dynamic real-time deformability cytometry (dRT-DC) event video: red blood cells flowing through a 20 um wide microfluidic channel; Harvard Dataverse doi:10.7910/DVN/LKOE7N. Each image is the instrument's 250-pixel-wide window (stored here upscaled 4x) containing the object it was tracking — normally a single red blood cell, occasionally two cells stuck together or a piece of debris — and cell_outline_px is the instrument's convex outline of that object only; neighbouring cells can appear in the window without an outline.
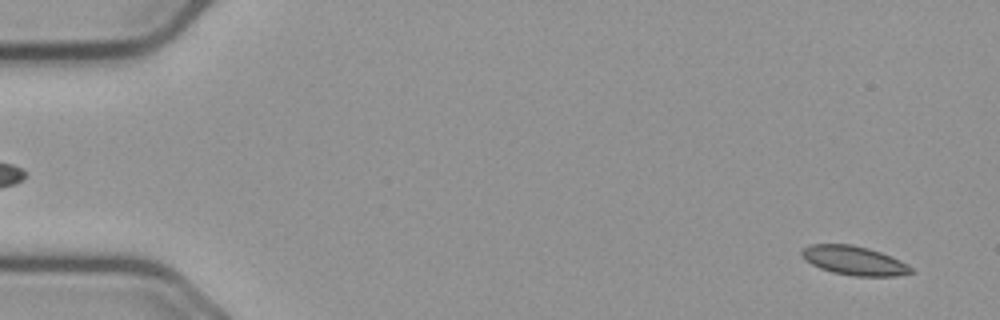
{"species": "common noctule bat (a hibernating species)", "species_latin": "Nyctalus noctula", "temperature_condition": "cold", "stored_images_in_passage": 54, "camera_frame_rate_fps": 3000, "um_per_image_px": 0.085, "animal": {"sex": "male", "body_mass_g": 23.1, "forearm_length_mm": 52.7}, "frame": {"image": 1, "passage_image": 1, "time_ms": 0.0, "image_size_px": [1000, 320], "cell_outline_px": [[916, 272], [896, 276], [852, 276], [832, 272], [820, 268], [804, 260], [800, 256], [800, 252], [804, 248], [812, 244], [852, 244], [868, 248], [892, 256], [908, 264]], "centroid_in_image_um": [72.61, 22.15], "position_along_channel_um": 12.4, "area_um2": 18.67}}
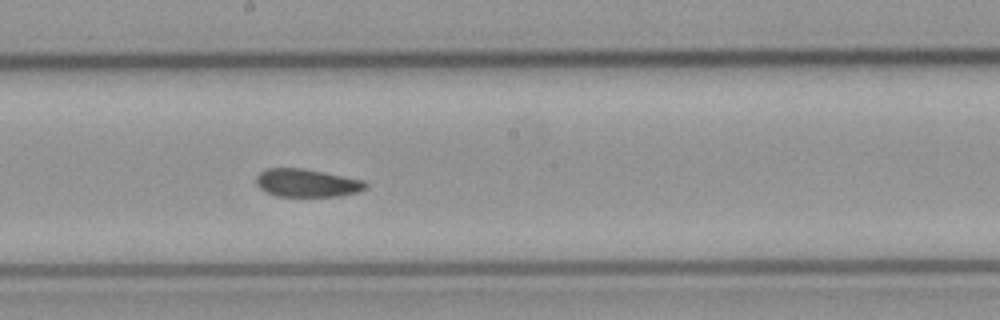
{"frame": {"image": 2, "passage_image": 29, "time_ms": 9.333, "image_size_px": [1000, 320], "cell_outline_px": [[368, 188], [356, 192], [340, 196], [276, 196], [264, 192], [256, 184], [256, 176], [260, 172], [268, 168], [300, 168], [324, 172], [364, 180], [368, 184]], "centroid_in_image_um": [26.08, 15.55], "position_along_channel_um": 222.1, "area_um2": 17.92}}
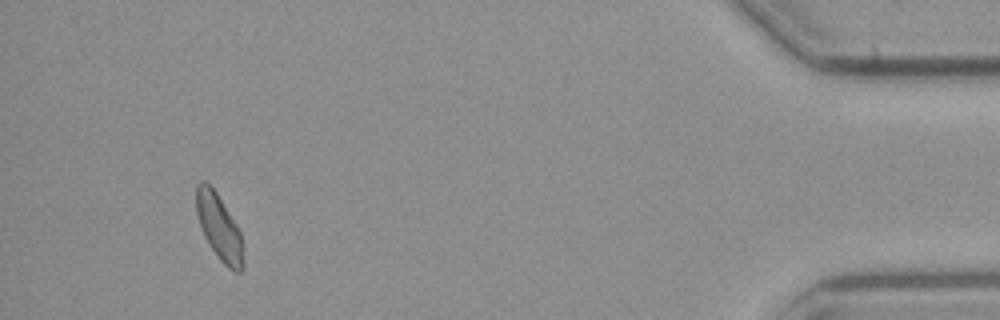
{"frame": {"image": 3, "passage_image": 51, "time_ms": 16.667, "image_size_px": [1000, 320], "cell_outline_px": [[244, 268], [240, 272], [232, 272], [220, 260], [208, 244], [204, 236], [196, 212], [196, 184], [200, 180], [204, 180], [216, 192], [236, 224], [240, 232], [244, 260]], "centroid_in_image_um": [18.62, 19.35], "position_along_channel_um": 416.6, "area_um2": 17.98}, "authors_computed_cell_mechanics": {"area_um2": 18.4093, "velocity_mm_per_s": 3.6312, "shape_relaxation_time_tau1_ms": 3.9386, "shape_relaxation_time_tau2_ms": 2.42, "deformation_change_tau1": 0.0945, "deformation_change_tau2": 0.0866}}